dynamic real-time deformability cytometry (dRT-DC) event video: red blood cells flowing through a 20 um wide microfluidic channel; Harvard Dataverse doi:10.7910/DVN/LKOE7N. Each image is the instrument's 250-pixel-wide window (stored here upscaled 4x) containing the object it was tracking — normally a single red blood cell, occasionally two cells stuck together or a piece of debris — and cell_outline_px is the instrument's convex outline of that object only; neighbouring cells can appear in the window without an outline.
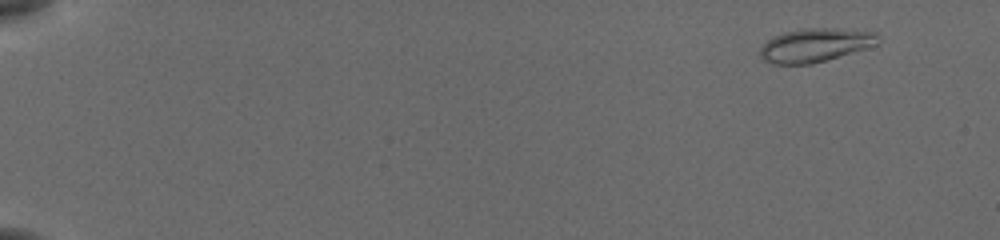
{"species": "common noctule bat (a hibernating species)", "species_latin": "Nyctalus noctula", "temperature_condition": "cold", "stored_images_in_passage": 14, "camera_frame_rate_fps": 3000, "um_per_image_px": 0.085, "animal": {"sex": "female", "body_mass_g": 19.5, "forearm_length_mm": 54.1}, "frame": {"image": 1, "passage_image": 5, "time_ms": 1.333, "image_size_px": [1000, 240], "cell_outline_px": [[880, 44], [812, 64], [772, 64], [764, 60], [760, 56], [760, 48], [772, 36], [784, 32], [804, 28], [832, 28], [880, 32]], "centroid_in_image_um": [69.33, 3.83], "position_along_channel_um": 15.7, "area_um2": 23.29}}